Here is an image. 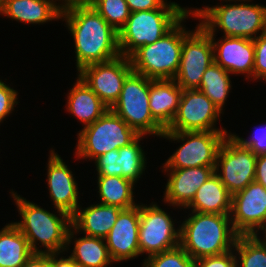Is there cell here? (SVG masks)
I'll return each mask as SVG.
<instances>
[{
    "label": "cell",
    "instance_id": "836d02e7",
    "mask_svg": "<svg viewBox=\"0 0 266 267\" xmlns=\"http://www.w3.org/2000/svg\"><path fill=\"white\" fill-rule=\"evenodd\" d=\"M253 43L255 49L253 79L266 81V33L253 39Z\"/></svg>",
    "mask_w": 266,
    "mask_h": 267
},
{
    "label": "cell",
    "instance_id": "484cf974",
    "mask_svg": "<svg viewBox=\"0 0 266 267\" xmlns=\"http://www.w3.org/2000/svg\"><path fill=\"white\" fill-rule=\"evenodd\" d=\"M98 192L102 204L128 209L138 204L134 203V185L132 181L119 176H97Z\"/></svg>",
    "mask_w": 266,
    "mask_h": 267
},
{
    "label": "cell",
    "instance_id": "8992f818",
    "mask_svg": "<svg viewBox=\"0 0 266 267\" xmlns=\"http://www.w3.org/2000/svg\"><path fill=\"white\" fill-rule=\"evenodd\" d=\"M187 13L168 33L137 49L129 58L132 69L152 80L174 79L180 64L183 39L190 33L182 25Z\"/></svg>",
    "mask_w": 266,
    "mask_h": 267
},
{
    "label": "cell",
    "instance_id": "8fae6325",
    "mask_svg": "<svg viewBox=\"0 0 266 267\" xmlns=\"http://www.w3.org/2000/svg\"><path fill=\"white\" fill-rule=\"evenodd\" d=\"M174 220L157 204L140 205L139 248L140 255H152L180 246V228H175Z\"/></svg>",
    "mask_w": 266,
    "mask_h": 267
},
{
    "label": "cell",
    "instance_id": "cb8c5ba5",
    "mask_svg": "<svg viewBox=\"0 0 266 267\" xmlns=\"http://www.w3.org/2000/svg\"><path fill=\"white\" fill-rule=\"evenodd\" d=\"M1 14L24 24L40 25L61 19L54 0H6Z\"/></svg>",
    "mask_w": 266,
    "mask_h": 267
},
{
    "label": "cell",
    "instance_id": "603a6c76",
    "mask_svg": "<svg viewBox=\"0 0 266 267\" xmlns=\"http://www.w3.org/2000/svg\"><path fill=\"white\" fill-rule=\"evenodd\" d=\"M67 96V111L85 125L93 124L109 107L79 77Z\"/></svg>",
    "mask_w": 266,
    "mask_h": 267
},
{
    "label": "cell",
    "instance_id": "74e56055",
    "mask_svg": "<svg viewBox=\"0 0 266 267\" xmlns=\"http://www.w3.org/2000/svg\"><path fill=\"white\" fill-rule=\"evenodd\" d=\"M131 12L159 9L165 0H125Z\"/></svg>",
    "mask_w": 266,
    "mask_h": 267
},
{
    "label": "cell",
    "instance_id": "9c48e42d",
    "mask_svg": "<svg viewBox=\"0 0 266 267\" xmlns=\"http://www.w3.org/2000/svg\"><path fill=\"white\" fill-rule=\"evenodd\" d=\"M228 134L227 131L164 132L160 137L182 141V145L167 159L163 168L215 167L219 148Z\"/></svg>",
    "mask_w": 266,
    "mask_h": 267
},
{
    "label": "cell",
    "instance_id": "5b68a950",
    "mask_svg": "<svg viewBox=\"0 0 266 267\" xmlns=\"http://www.w3.org/2000/svg\"><path fill=\"white\" fill-rule=\"evenodd\" d=\"M188 8L165 2L159 9L131 12L118 31L120 55L130 57L140 47L159 40L186 14Z\"/></svg>",
    "mask_w": 266,
    "mask_h": 267
},
{
    "label": "cell",
    "instance_id": "6da1fadb",
    "mask_svg": "<svg viewBox=\"0 0 266 267\" xmlns=\"http://www.w3.org/2000/svg\"><path fill=\"white\" fill-rule=\"evenodd\" d=\"M74 39L76 66L107 62L120 56L118 31L93 7H76L61 13Z\"/></svg>",
    "mask_w": 266,
    "mask_h": 267
},
{
    "label": "cell",
    "instance_id": "e0dca14e",
    "mask_svg": "<svg viewBox=\"0 0 266 267\" xmlns=\"http://www.w3.org/2000/svg\"><path fill=\"white\" fill-rule=\"evenodd\" d=\"M213 45L214 63L230 74H247L253 77L255 49L253 39L223 37L216 42L215 34H209Z\"/></svg>",
    "mask_w": 266,
    "mask_h": 267
},
{
    "label": "cell",
    "instance_id": "3957f363",
    "mask_svg": "<svg viewBox=\"0 0 266 267\" xmlns=\"http://www.w3.org/2000/svg\"><path fill=\"white\" fill-rule=\"evenodd\" d=\"M21 221L13 222L28 240V244L33 253H63L67 251V234L71 225V216L57 209V214H53L41 206L27 201L18 193L11 191ZM45 250L37 248V243ZM37 242V243H36Z\"/></svg>",
    "mask_w": 266,
    "mask_h": 267
},
{
    "label": "cell",
    "instance_id": "2e32d148",
    "mask_svg": "<svg viewBox=\"0 0 266 267\" xmlns=\"http://www.w3.org/2000/svg\"><path fill=\"white\" fill-rule=\"evenodd\" d=\"M140 204L123 209L104 238L114 262L134 259L140 255L139 248Z\"/></svg>",
    "mask_w": 266,
    "mask_h": 267
},
{
    "label": "cell",
    "instance_id": "7c38bea8",
    "mask_svg": "<svg viewBox=\"0 0 266 267\" xmlns=\"http://www.w3.org/2000/svg\"><path fill=\"white\" fill-rule=\"evenodd\" d=\"M214 62L210 35L198 24L184 39L175 82L183 89H198L206 69Z\"/></svg>",
    "mask_w": 266,
    "mask_h": 267
},
{
    "label": "cell",
    "instance_id": "52a82bcc",
    "mask_svg": "<svg viewBox=\"0 0 266 267\" xmlns=\"http://www.w3.org/2000/svg\"><path fill=\"white\" fill-rule=\"evenodd\" d=\"M150 79L132 71L118 100L110 108L138 135L161 136L165 129L152 117L149 107Z\"/></svg>",
    "mask_w": 266,
    "mask_h": 267
},
{
    "label": "cell",
    "instance_id": "7bdbcfd3",
    "mask_svg": "<svg viewBox=\"0 0 266 267\" xmlns=\"http://www.w3.org/2000/svg\"><path fill=\"white\" fill-rule=\"evenodd\" d=\"M260 230H263V232H264L263 234L265 235V237L263 238V240H262V238L260 240L266 243V223H265V225Z\"/></svg>",
    "mask_w": 266,
    "mask_h": 267
},
{
    "label": "cell",
    "instance_id": "ee69618b",
    "mask_svg": "<svg viewBox=\"0 0 266 267\" xmlns=\"http://www.w3.org/2000/svg\"><path fill=\"white\" fill-rule=\"evenodd\" d=\"M6 0H0V14L3 11L4 5H5Z\"/></svg>",
    "mask_w": 266,
    "mask_h": 267
},
{
    "label": "cell",
    "instance_id": "d590c367",
    "mask_svg": "<svg viewBox=\"0 0 266 267\" xmlns=\"http://www.w3.org/2000/svg\"><path fill=\"white\" fill-rule=\"evenodd\" d=\"M236 256L234 251L223 254L205 256L195 260V267H236Z\"/></svg>",
    "mask_w": 266,
    "mask_h": 267
},
{
    "label": "cell",
    "instance_id": "7402d4cb",
    "mask_svg": "<svg viewBox=\"0 0 266 267\" xmlns=\"http://www.w3.org/2000/svg\"><path fill=\"white\" fill-rule=\"evenodd\" d=\"M231 202L232 195L214 172L184 209L192 208L191 211L199 213L230 214Z\"/></svg>",
    "mask_w": 266,
    "mask_h": 267
},
{
    "label": "cell",
    "instance_id": "ab89813d",
    "mask_svg": "<svg viewBox=\"0 0 266 267\" xmlns=\"http://www.w3.org/2000/svg\"><path fill=\"white\" fill-rule=\"evenodd\" d=\"M254 181L266 188V154L257 155Z\"/></svg>",
    "mask_w": 266,
    "mask_h": 267
},
{
    "label": "cell",
    "instance_id": "d6986e66",
    "mask_svg": "<svg viewBox=\"0 0 266 267\" xmlns=\"http://www.w3.org/2000/svg\"><path fill=\"white\" fill-rule=\"evenodd\" d=\"M169 171V179L163 201L174 207H186L199 187L215 172V167H192L182 169H163Z\"/></svg>",
    "mask_w": 266,
    "mask_h": 267
},
{
    "label": "cell",
    "instance_id": "8d00e7d4",
    "mask_svg": "<svg viewBox=\"0 0 266 267\" xmlns=\"http://www.w3.org/2000/svg\"><path fill=\"white\" fill-rule=\"evenodd\" d=\"M253 135L249 138L250 140H245L239 136L232 134L244 147L249 148L255 155L266 154V124L259 126L255 130Z\"/></svg>",
    "mask_w": 266,
    "mask_h": 267
},
{
    "label": "cell",
    "instance_id": "ffe728a7",
    "mask_svg": "<svg viewBox=\"0 0 266 267\" xmlns=\"http://www.w3.org/2000/svg\"><path fill=\"white\" fill-rule=\"evenodd\" d=\"M123 209L102 203L92 204L86 208H77L71 216V227L67 234V249L69 250L74 234L80 231L88 236L105 238L115 224Z\"/></svg>",
    "mask_w": 266,
    "mask_h": 267
},
{
    "label": "cell",
    "instance_id": "ba28073f",
    "mask_svg": "<svg viewBox=\"0 0 266 267\" xmlns=\"http://www.w3.org/2000/svg\"><path fill=\"white\" fill-rule=\"evenodd\" d=\"M137 136L138 134L109 108L93 124L79 131L75 155L78 159L92 160L128 145Z\"/></svg>",
    "mask_w": 266,
    "mask_h": 267
},
{
    "label": "cell",
    "instance_id": "f35d334b",
    "mask_svg": "<svg viewBox=\"0 0 266 267\" xmlns=\"http://www.w3.org/2000/svg\"><path fill=\"white\" fill-rule=\"evenodd\" d=\"M56 1L57 0H55V2ZM59 1H63L62 4H59L60 2L55 4L57 6V9L61 13L76 7H92L96 2V0H59Z\"/></svg>",
    "mask_w": 266,
    "mask_h": 267
},
{
    "label": "cell",
    "instance_id": "f546056e",
    "mask_svg": "<svg viewBox=\"0 0 266 267\" xmlns=\"http://www.w3.org/2000/svg\"><path fill=\"white\" fill-rule=\"evenodd\" d=\"M145 135H138L131 143L118 149L121 158L122 178L137 183L145 171L147 162L144 150L139 144Z\"/></svg>",
    "mask_w": 266,
    "mask_h": 267
},
{
    "label": "cell",
    "instance_id": "83f0119b",
    "mask_svg": "<svg viewBox=\"0 0 266 267\" xmlns=\"http://www.w3.org/2000/svg\"><path fill=\"white\" fill-rule=\"evenodd\" d=\"M198 89L223 112L225 101L231 90L230 73L213 62L204 72Z\"/></svg>",
    "mask_w": 266,
    "mask_h": 267
},
{
    "label": "cell",
    "instance_id": "4316f807",
    "mask_svg": "<svg viewBox=\"0 0 266 267\" xmlns=\"http://www.w3.org/2000/svg\"><path fill=\"white\" fill-rule=\"evenodd\" d=\"M72 259L80 267H107L114 262L104 238L85 235L73 239Z\"/></svg>",
    "mask_w": 266,
    "mask_h": 267
},
{
    "label": "cell",
    "instance_id": "4fadbf2b",
    "mask_svg": "<svg viewBox=\"0 0 266 267\" xmlns=\"http://www.w3.org/2000/svg\"><path fill=\"white\" fill-rule=\"evenodd\" d=\"M220 114L221 110L199 89L183 90L178 111L164 132L227 131L215 126Z\"/></svg>",
    "mask_w": 266,
    "mask_h": 267
},
{
    "label": "cell",
    "instance_id": "ac0fdd59",
    "mask_svg": "<svg viewBox=\"0 0 266 267\" xmlns=\"http://www.w3.org/2000/svg\"><path fill=\"white\" fill-rule=\"evenodd\" d=\"M47 165L48 190L55 210L60 209L72 216L80 206L78 183L72 171L54 150L50 152Z\"/></svg>",
    "mask_w": 266,
    "mask_h": 267
},
{
    "label": "cell",
    "instance_id": "b9f144b4",
    "mask_svg": "<svg viewBox=\"0 0 266 267\" xmlns=\"http://www.w3.org/2000/svg\"><path fill=\"white\" fill-rule=\"evenodd\" d=\"M60 253H49V266L50 267H80L71 256L65 258L62 256L61 258H57Z\"/></svg>",
    "mask_w": 266,
    "mask_h": 267
},
{
    "label": "cell",
    "instance_id": "4dcf8cb0",
    "mask_svg": "<svg viewBox=\"0 0 266 267\" xmlns=\"http://www.w3.org/2000/svg\"><path fill=\"white\" fill-rule=\"evenodd\" d=\"M92 7L117 31L126 24L131 13L125 0H96Z\"/></svg>",
    "mask_w": 266,
    "mask_h": 267
},
{
    "label": "cell",
    "instance_id": "7a4b0ae2",
    "mask_svg": "<svg viewBox=\"0 0 266 267\" xmlns=\"http://www.w3.org/2000/svg\"><path fill=\"white\" fill-rule=\"evenodd\" d=\"M180 228V246L193 259L234 250L239 234L230 214L191 212Z\"/></svg>",
    "mask_w": 266,
    "mask_h": 267
},
{
    "label": "cell",
    "instance_id": "277c9868",
    "mask_svg": "<svg viewBox=\"0 0 266 267\" xmlns=\"http://www.w3.org/2000/svg\"><path fill=\"white\" fill-rule=\"evenodd\" d=\"M190 9L188 13L200 18L199 25L208 34H215L216 27L224 32V37L255 39L259 32L260 35L266 33V6L263 5L235 3Z\"/></svg>",
    "mask_w": 266,
    "mask_h": 267
},
{
    "label": "cell",
    "instance_id": "9a60e30c",
    "mask_svg": "<svg viewBox=\"0 0 266 267\" xmlns=\"http://www.w3.org/2000/svg\"><path fill=\"white\" fill-rule=\"evenodd\" d=\"M230 219L239 235H258L266 223V188L253 181L232 195Z\"/></svg>",
    "mask_w": 266,
    "mask_h": 267
},
{
    "label": "cell",
    "instance_id": "1f68e13d",
    "mask_svg": "<svg viewBox=\"0 0 266 267\" xmlns=\"http://www.w3.org/2000/svg\"><path fill=\"white\" fill-rule=\"evenodd\" d=\"M143 267H195V259L178 246L174 249L146 257Z\"/></svg>",
    "mask_w": 266,
    "mask_h": 267
},
{
    "label": "cell",
    "instance_id": "44dd1931",
    "mask_svg": "<svg viewBox=\"0 0 266 267\" xmlns=\"http://www.w3.org/2000/svg\"><path fill=\"white\" fill-rule=\"evenodd\" d=\"M183 89L174 79H150L149 107L152 117L166 130L173 121Z\"/></svg>",
    "mask_w": 266,
    "mask_h": 267
},
{
    "label": "cell",
    "instance_id": "30bf717a",
    "mask_svg": "<svg viewBox=\"0 0 266 267\" xmlns=\"http://www.w3.org/2000/svg\"><path fill=\"white\" fill-rule=\"evenodd\" d=\"M256 160L257 155L244 147L232 133L226 136L218 151L215 172L231 195L254 181Z\"/></svg>",
    "mask_w": 266,
    "mask_h": 267
},
{
    "label": "cell",
    "instance_id": "d6a6232c",
    "mask_svg": "<svg viewBox=\"0 0 266 267\" xmlns=\"http://www.w3.org/2000/svg\"><path fill=\"white\" fill-rule=\"evenodd\" d=\"M95 160L97 175L122 177L121 158L118 150L99 155Z\"/></svg>",
    "mask_w": 266,
    "mask_h": 267
},
{
    "label": "cell",
    "instance_id": "5bb4252c",
    "mask_svg": "<svg viewBox=\"0 0 266 267\" xmlns=\"http://www.w3.org/2000/svg\"><path fill=\"white\" fill-rule=\"evenodd\" d=\"M133 71L129 57L120 55L107 62L79 70L78 77L111 108L118 100L126 77Z\"/></svg>",
    "mask_w": 266,
    "mask_h": 267
},
{
    "label": "cell",
    "instance_id": "60d3db41",
    "mask_svg": "<svg viewBox=\"0 0 266 267\" xmlns=\"http://www.w3.org/2000/svg\"><path fill=\"white\" fill-rule=\"evenodd\" d=\"M21 267H50L49 253H33Z\"/></svg>",
    "mask_w": 266,
    "mask_h": 267
},
{
    "label": "cell",
    "instance_id": "e575fe53",
    "mask_svg": "<svg viewBox=\"0 0 266 267\" xmlns=\"http://www.w3.org/2000/svg\"><path fill=\"white\" fill-rule=\"evenodd\" d=\"M17 93L16 90L6 85L3 81L0 83V123L13 112L14 106L18 104Z\"/></svg>",
    "mask_w": 266,
    "mask_h": 267
},
{
    "label": "cell",
    "instance_id": "f1b7e54d",
    "mask_svg": "<svg viewBox=\"0 0 266 267\" xmlns=\"http://www.w3.org/2000/svg\"><path fill=\"white\" fill-rule=\"evenodd\" d=\"M234 248L236 267H266V243L258 235H239Z\"/></svg>",
    "mask_w": 266,
    "mask_h": 267
},
{
    "label": "cell",
    "instance_id": "f6af8a7d",
    "mask_svg": "<svg viewBox=\"0 0 266 267\" xmlns=\"http://www.w3.org/2000/svg\"><path fill=\"white\" fill-rule=\"evenodd\" d=\"M230 2V1H234V2H236V1H238V2H243L244 1V3H245V1H247V2H249V1H251V0H223V2ZM221 2H222V0H221Z\"/></svg>",
    "mask_w": 266,
    "mask_h": 267
},
{
    "label": "cell",
    "instance_id": "d4e9b609",
    "mask_svg": "<svg viewBox=\"0 0 266 267\" xmlns=\"http://www.w3.org/2000/svg\"><path fill=\"white\" fill-rule=\"evenodd\" d=\"M32 254L28 240L13 222L0 230V267H21Z\"/></svg>",
    "mask_w": 266,
    "mask_h": 267
}]
</instances>
